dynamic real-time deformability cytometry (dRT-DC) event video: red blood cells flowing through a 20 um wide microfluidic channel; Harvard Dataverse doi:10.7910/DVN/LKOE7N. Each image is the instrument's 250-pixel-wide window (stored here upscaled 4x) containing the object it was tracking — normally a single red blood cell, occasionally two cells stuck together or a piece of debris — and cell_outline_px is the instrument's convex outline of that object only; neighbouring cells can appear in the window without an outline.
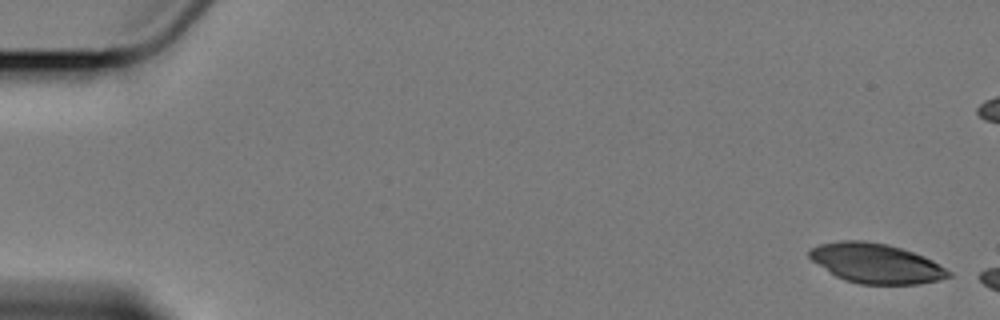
{"species": "Egyptian fruit bat (a non-hibernating species)", "species_latin": "Rousettus aegyptiacus", "temperature_condition": "cold", "stored_images_in_passage": 3, "camera_frame_rate_fps": 3000, "um_per_image_px": 0.085, "animal": {"sex": "female"}, "frame": {"image": 1, "passage_image": 1, "time_ms": 0.0, "image_size_px": [1000, 320], "cell_outline_px": [[952, 276], [940, 280], [920, 284], [860, 284], [844, 280], [836, 276], [812, 260], [808, 256], [808, 248], [820, 244], [840, 240], [864, 240], [888, 244], [924, 256], [932, 260], [952, 272]], "centroid_in_image_um": [74.46, 22.38], "position_along_channel_um": 10.5, "area_um2": 32.31}}